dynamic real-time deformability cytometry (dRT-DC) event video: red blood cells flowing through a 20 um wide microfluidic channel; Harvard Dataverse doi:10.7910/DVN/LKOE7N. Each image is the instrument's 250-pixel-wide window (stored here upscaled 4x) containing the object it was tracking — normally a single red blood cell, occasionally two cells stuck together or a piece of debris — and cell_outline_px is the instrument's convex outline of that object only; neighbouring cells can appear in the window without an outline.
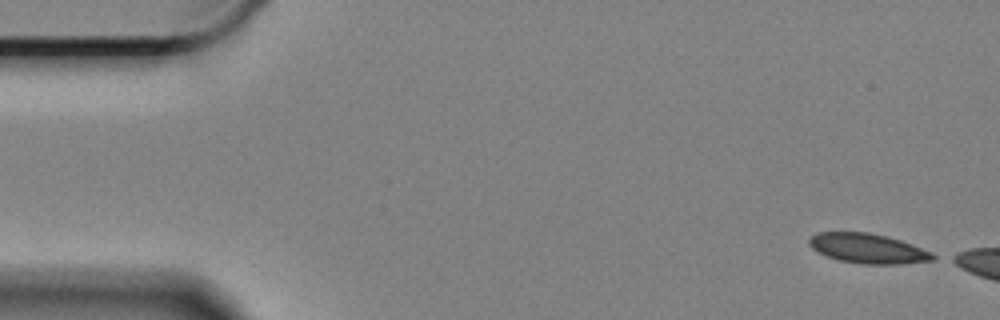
{"species": "Egyptian fruit bat (a non-hibernating species)", "species_latin": "Rousettus aegyptiacus", "temperature_condition": "cold", "stored_images_in_passage": 6, "camera_frame_rate_fps": 3000, "um_per_image_px": 0.085, "animal": {"sex": "female"}, "frame": {"image": 1, "passage_image": 1, "time_ms": 0.0, "image_size_px": [1000, 320], "cell_outline_px": [[940, 256], [936, 260], [900, 264], [864, 264], [840, 260], [824, 256], [816, 252], [808, 244], [808, 240], [816, 232], [868, 232], [900, 240], [912, 244], [932, 252]], "centroid_in_image_um": [73.78, 21.13], "position_along_channel_um": 11.2, "area_um2": 21.68}}